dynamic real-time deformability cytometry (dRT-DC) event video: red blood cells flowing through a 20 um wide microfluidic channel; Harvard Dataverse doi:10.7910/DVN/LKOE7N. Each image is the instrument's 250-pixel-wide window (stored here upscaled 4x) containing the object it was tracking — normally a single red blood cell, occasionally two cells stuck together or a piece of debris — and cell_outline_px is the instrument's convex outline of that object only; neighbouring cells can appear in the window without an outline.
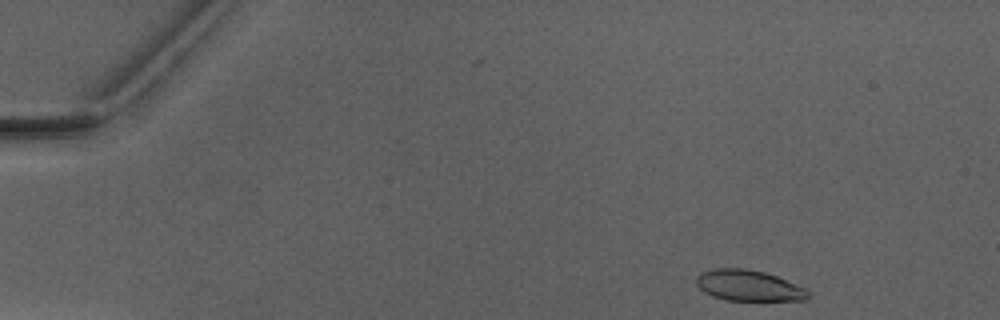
{"species": "Egyptian fruit bat (a non-hibernating species)", "species_latin": "Rousettus aegyptiacus", "temperature_condition": "warm", "stored_images_in_passage": 5, "camera_frame_rate_fps": 3000, "um_per_image_px": 0.085, "animal": {"sex": "male"}, "frame": {"image": 1, "passage_image": 1, "time_ms": 0.0, "image_size_px": [1000, 320], "cell_outline_px": [[808, 296], [804, 300], [724, 300], [712, 296], [704, 292], [696, 284], [696, 276], [700, 272], [716, 268], [744, 268], [764, 272], [776, 276], [808, 288]], "centroid_in_image_um": [63.61, 24.27], "position_along_channel_um": 21.4, "area_um2": 20.17}}
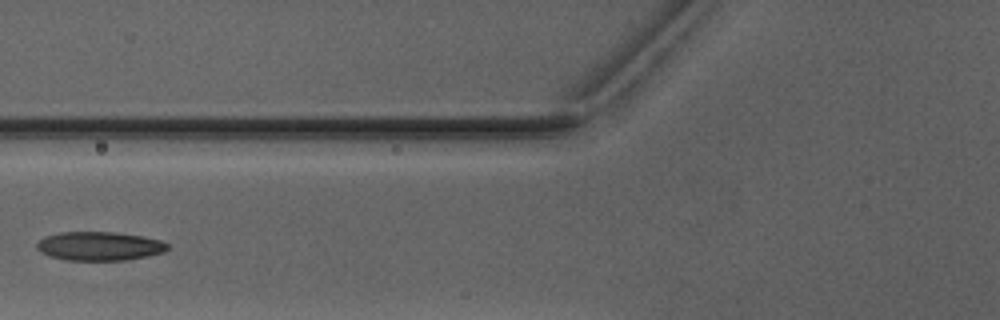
{"frame": {"image": 2, "passage_image": 5, "time_ms": 5.0, "image_size_px": [1000, 320], "cell_outline_px": [[168, 248], [164, 252], [148, 256], [124, 260], [64, 260], [48, 256], [40, 252], [36, 248], [36, 244], [44, 236], [60, 232], [116, 232], [144, 236], [160, 240], [168, 244]], "centroid_in_image_um": [8.43, 20.92], "position_along_channel_um": 117.4, "area_um2": 22.14}}